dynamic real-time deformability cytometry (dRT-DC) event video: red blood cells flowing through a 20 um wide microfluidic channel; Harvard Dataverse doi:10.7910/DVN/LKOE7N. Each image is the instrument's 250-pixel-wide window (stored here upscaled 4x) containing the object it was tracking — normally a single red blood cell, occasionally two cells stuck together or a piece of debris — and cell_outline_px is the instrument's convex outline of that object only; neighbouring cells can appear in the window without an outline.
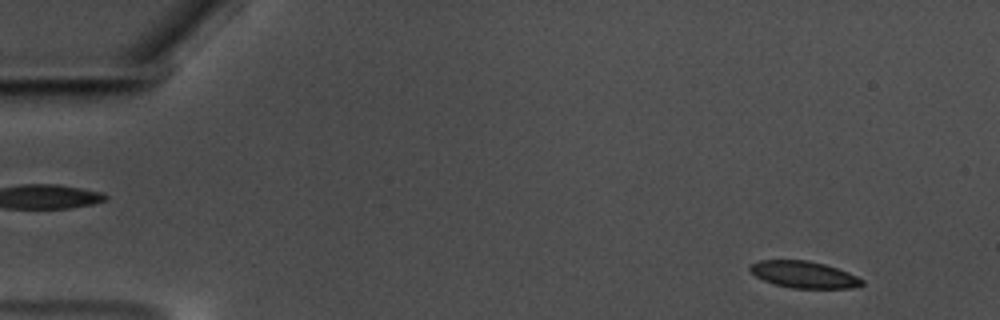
{"species": "common noctule bat (a hibernating species)", "species_latin": "Nyctalus noctula", "temperature_condition": "warm", "stored_images_in_passage": 58, "camera_frame_rate_fps": 3000, "um_per_image_px": 0.085, "animal": {"sex": "male", "body_mass_g": 17.5, "forearm_length_mm": 52.3}, "frame": {"image": 1, "passage_image": 5, "time_ms": 1.333, "image_size_px": [1000, 320], "cell_outline_px": [[864, 284], [852, 288], [792, 288], [776, 284], [764, 280], [756, 276], [748, 268], [752, 264], [760, 260], [808, 260], [824, 264], [848, 272], [864, 280]], "centroid_in_image_um": [68.35, 23.33], "position_along_channel_um": 16.7, "area_um2": 17.28}}
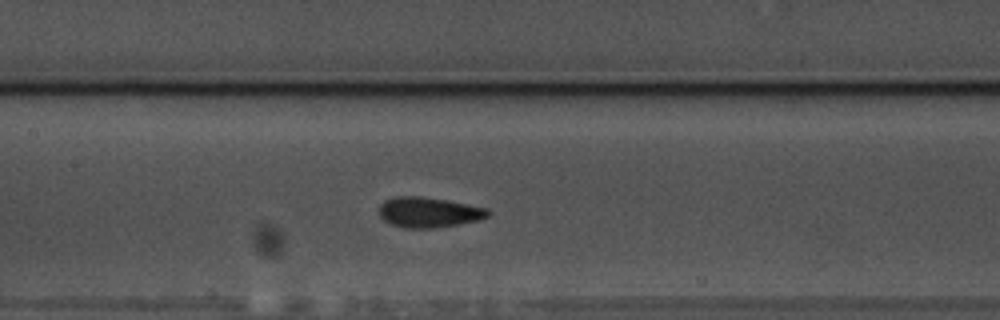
{"frame": {"image": 2, "passage_image": 28, "time_ms": 9.0, "image_size_px": [1000, 320], "cell_outline_px": [[492, 212], [488, 216], [480, 220], [460, 224], [436, 228], [404, 228], [392, 224], [384, 220], [380, 216], [380, 204], [384, 200], [396, 196], [420, 196], [444, 200], [488, 208]], "centroid_in_image_um": [36.46, 18.05], "position_along_channel_um": 170.9, "area_um2": 19.25}}
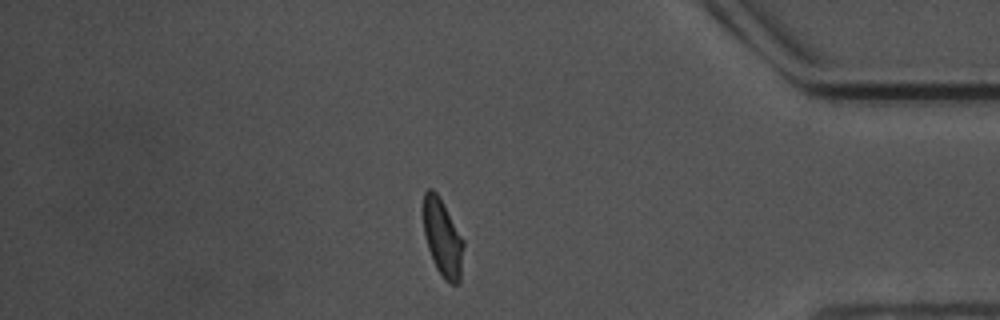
{"frame": {"image": 3, "passage_image": 50, "time_ms": 16.333, "image_size_px": [1000, 320], "cell_outline_px": [[464, 244], [460, 280], [456, 284], [452, 284], [444, 280], [436, 268], [432, 260], [428, 248], [424, 232], [424, 192], [428, 188], [432, 188], [436, 192], [464, 240]], "centroid_in_image_um": [37.63, 20.25], "position_along_channel_um": 397.6, "area_um2": 17.86}, "authors_computed_cell_mechanics": {"area_um2": 18.496, "velocity_mm_per_s": 3.5055, "shape_relaxation_time_tau1_ms": 3.2577, "shape_relaxation_time_tau2_ms": 0.9543, "deformation_change_tau1": 0.1173, "deformation_change_tau2": 0.066}}